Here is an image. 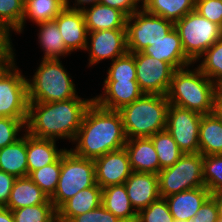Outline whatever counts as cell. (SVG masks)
<instances>
[{"label": "cell", "instance_id": "36", "mask_svg": "<svg viewBox=\"0 0 222 222\" xmlns=\"http://www.w3.org/2000/svg\"><path fill=\"white\" fill-rule=\"evenodd\" d=\"M104 81H136V64L134 53L127 52L125 55L112 61L107 70Z\"/></svg>", "mask_w": 222, "mask_h": 222}, {"label": "cell", "instance_id": "23", "mask_svg": "<svg viewBox=\"0 0 222 222\" xmlns=\"http://www.w3.org/2000/svg\"><path fill=\"white\" fill-rule=\"evenodd\" d=\"M102 188L95 183L93 186L79 191L67 200L58 210L57 218L69 222L73 217L94 210L101 205Z\"/></svg>", "mask_w": 222, "mask_h": 222}, {"label": "cell", "instance_id": "20", "mask_svg": "<svg viewBox=\"0 0 222 222\" xmlns=\"http://www.w3.org/2000/svg\"><path fill=\"white\" fill-rule=\"evenodd\" d=\"M125 149L134 172L158 174L160 163L155 147L149 137L127 139Z\"/></svg>", "mask_w": 222, "mask_h": 222}, {"label": "cell", "instance_id": "49", "mask_svg": "<svg viewBox=\"0 0 222 222\" xmlns=\"http://www.w3.org/2000/svg\"><path fill=\"white\" fill-rule=\"evenodd\" d=\"M214 113L222 122V101L215 102Z\"/></svg>", "mask_w": 222, "mask_h": 222}, {"label": "cell", "instance_id": "41", "mask_svg": "<svg viewBox=\"0 0 222 222\" xmlns=\"http://www.w3.org/2000/svg\"><path fill=\"white\" fill-rule=\"evenodd\" d=\"M69 222H123L106 210L102 204L91 211L73 217Z\"/></svg>", "mask_w": 222, "mask_h": 222}, {"label": "cell", "instance_id": "22", "mask_svg": "<svg viewBox=\"0 0 222 222\" xmlns=\"http://www.w3.org/2000/svg\"><path fill=\"white\" fill-rule=\"evenodd\" d=\"M65 151L66 149L57 148L55 140L33 137L26 132L28 175L54 163Z\"/></svg>", "mask_w": 222, "mask_h": 222}, {"label": "cell", "instance_id": "50", "mask_svg": "<svg viewBox=\"0 0 222 222\" xmlns=\"http://www.w3.org/2000/svg\"><path fill=\"white\" fill-rule=\"evenodd\" d=\"M216 101H222V80L216 84Z\"/></svg>", "mask_w": 222, "mask_h": 222}, {"label": "cell", "instance_id": "16", "mask_svg": "<svg viewBox=\"0 0 222 222\" xmlns=\"http://www.w3.org/2000/svg\"><path fill=\"white\" fill-rule=\"evenodd\" d=\"M60 30L66 48L73 51L84 50L87 46L88 30L82 11L67 6L54 19Z\"/></svg>", "mask_w": 222, "mask_h": 222}, {"label": "cell", "instance_id": "38", "mask_svg": "<svg viewBox=\"0 0 222 222\" xmlns=\"http://www.w3.org/2000/svg\"><path fill=\"white\" fill-rule=\"evenodd\" d=\"M136 222H174L165 198H159L137 214Z\"/></svg>", "mask_w": 222, "mask_h": 222}, {"label": "cell", "instance_id": "19", "mask_svg": "<svg viewBox=\"0 0 222 222\" xmlns=\"http://www.w3.org/2000/svg\"><path fill=\"white\" fill-rule=\"evenodd\" d=\"M211 196L205 187H197L165 197L174 220L193 218L202 204Z\"/></svg>", "mask_w": 222, "mask_h": 222}, {"label": "cell", "instance_id": "46", "mask_svg": "<svg viewBox=\"0 0 222 222\" xmlns=\"http://www.w3.org/2000/svg\"><path fill=\"white\" fill-rule=\"evenodd\" d=\"M98 2H99V0H75V3H74L73 7L70 5V2H68L67 7L70 8V9L82 11L86 8V6H84V5L89 4L90 6H94L95 4H98Z\"/></svg>", "mask_w": 222, "mask_h": 222}, {"label": "cell", "instance_id": "21", "mask_svg": "<svg viewBox=\"0 0 222 222\" xmlns=\"http://www.w3.org/2000/svg\"><path fill=\"white\" fill-rule=\"evenodd\" d=\"M88 32L126 29L127 16L120 10L98 3L82 10Z\"/></svg>", "mask_w": 222, "mask_h": 222}, {"label": "cell", "instance_id": "43", "mask_svg": "<svg viewBox=\"0 0 222 222\" xmlns=\"http://www.w3.org/2000/svg\"><path fill=\"white\" fill-rule=\"evenodd\" d=\"M219 209L215 199L210 196L192 218V222H217Z\"/></svg>", "mask_w": 222, "mask_h": 222}, {"label": "cell", "instance_id": "32", "mask_svg": "<svg viewBox=\"0 0 222 222\" xmlns=\"http://www.w3.org/2000/svg\"><path fill=\"white\" fill-rule=\"evenodd\" d=\"M204 56V58H203ZM203 58V59H202ZM202 62L197 65L199 70L214 84L222 80V37L208 48L198 59Z\"/></svg>", "mask_w": 222, "mask_h": 222}, {"label": "cell", "instance_id": "40", "mask_svg": "<svg viewBox=\"0 0 222 222\" xmlns=\"http://www.w3.org/2000/svg\"><path fill=\"white\" fill-rule=\"evenodd\" d=\"M195 11L202 17L222 26V0H196Z\"/></svg>", "mask_w": 222, "mask_h": 222}, {"label": "cell", "instance_id": "5", "mask_svg": "<svg viewBox=\"0 0 222 222\" xmlns=\"http://www.w3.org/2000/svg\"><path fill=\"white\" fill-rule=\"evenodd\" d=\"M29 102H58L76 97V87L60 59H42L34 76L27 79Z\"/></svg>", "mask_w": 222, "mask_h": 222}, {"label": "cell", "instance_id": "55", "mask_svg": "<svg viewBox=\"0 0 222 222\" xmlns=\"http://www.w3.org/2000/svg\"><path fill=\"white\" fill-rule=\"evenodd\" d=\"M217 222H222V217L221 216L218 217V221Z\"/></svg>", "mask_w": 222, "mask_h": 222}, {"label": "cell", "instance_id": "35", "mask_svg": "<svg viewBox=\"0 0 222 222\" xmlns=\"http://www.w3.org/2000/svg\"><path fill=\"white\" fill-rule=\"evenodd\" d=\"M203 180L211 194L222 191V154L203 156Z\"/></svg>", "mask_w": 222, "mask_h": 222}, {"label": "cell", "instance_id": "3", "mask_svg": "<svg viewBox=\"0 0 222 222\" xmlns=\"http://www.w3.org/2000/svg\"><path fill=\"white\" fill-rule=\"evenodd\" d=\"M186 66L173 72L167 100L170 104L201 115L214 113L217 98L214 84L198 67ZM192 70V71H191Z\"/></svg>", "mask_w": 222, "mask_h": 222}, {"label": "cell", "instance_id": "24", "mask_svg": "<svg viewBox=\"0 0 222 222\" xmlns=\"http://www.w3.org/2000/svg\"><path fill=\"white\" fill-rule=\"evenodd\" d=\"M39 204H53L41 188L29 176L15 179L10 199L5 207L15 210Z\"/></svg>", "mask_w": 222, "mask_h": 222}, {"label": "cell", "instance_id": "7", "mask_svg": "<svg viewBox=\"0 0 222 222\" xmlns=\"http://www.w3.org/2000/svg\"><path fill=\"white\" fill-rule=\"evenodd\" d=\"M185 55L197 63L201 55L222 37L221 27L193 10L174 23Z\"/></svg>", "mask_w": 222, "mask_h": 222}, {"label": "cell", "instance_id": "15", "mask_svg": "<svg viewBox=\"0 0 222 222\" xmlns=\"http://www.w3.org/2000/svg\"><path fill=\"white\" fill-rule=\"evenodd\" d=\"M124 185L137 214L160 198L158 174L133 171Z\"/></svg>", "mask_w": 222, "mask_h": 222}, {"label": "cell", "instance_id": "45", "mask_svg": "<svg viewBox=\"0 0 222 222\" xmlns=\"http://www.w3.org/2000/svg\"><path fill=\"white\" fill-rule=\"evenodd\" d=\"M16 177L0 170V206L5 207L10 199Z\"/></svg>", "mask_w": 222, "mask_h": 222}, {"label": "cell", "instance_id": "42", "mask_svg": "<svg viewBox=\"0 0 222 222\" xmlns=\"http://www.w3.org/2000/svg\"><path fill=\"white\" fill-rule=\"evenodd\" d=\"M10 30L0 23V61L8 66L15 61L14 49L10 36Z\"/></svg>", "mask_w": 222, "mask_h": 222}, {"label": "cell", "instance_id": "48", "mask_svg": "<svg viewBox=\"0 0 222 222\" xmlns=\"http://www.w3.org/2000/svg\"><path fill=\"white\" fill-rule=\"evenodd\" d=\"M211 196L215 199L218 209H219V216L222 217V191L217 193L211 194Z\"/></svg>", "mask_w": 222, "mask_h": 222}, {"label": "cell", "instance_id": "14", "mask_svg": "<svg viewBox=\"0 0 222 222\" xmlns=\"http://www.w3.org/2000/svg\"><path fill=\"white\" fill-rule=\"evenodd\" d=\"M94 164L95 181L102 189L124 184L133 172L125 147L94 159Z\"/></svg>", "mask_w": 222, "mask_h": 222}, {"label": "cell", "instance_id": "47", "mask_svg": "<svg viewBox=\"0 0 222 222\" xmlns=\"http://www.w3.org/2000/svg\"><path fill=\"white\" fill-rule=\"evenodd\" d=\"M0 222H14L13 213L7 207L0 206Z\"/></svg>", "mask_w": 222, "mask_h": 222}, {"label": "cell", "instance_id": "33", "mask_svg": "<svg viewBox=\"0 0 222 222\" xmlns=\"http://www.w3.org/2000/svg\"><path fill=\"white\" fill-rule=\"evenodd\" d=\"M61 173V156L52 164L32 171L28 176L50 198L56 188Z\"/></svg>", "mask_w": 222, "mask_h": 222}, {"label": "cell", "instance_id": "31", "mask_svg": "<svg viewBox=\"0 0 222 222\" xmlns=\"http://www.w3.org/2000/svg\"><path fill=\"white\" fill-rule=\"evenodd\" d=\"M155 147L160 170L172 166L184 154L167 130L149 137Z\"/></svg>", "mask_w": 222, "mask_h": 222}, {"label": "cell", "instance_id": "44", "mask_svg": "<svg viewBox=\"0 0 222 222\" xmlns=\"http://www.w3.org/2000/svg\"><path fill=\"white\" fill-rule=\"evenodd\" d=\"M140 2V0H99L98 3L118 9L122 11L127 17H129L136 11H139V7L142 8Z\"/></svg>", "mask_w": 222, "mask_h": 222}, {"label": "cell", "instance_id": "8", "mask_svg": "<svg viewBox=\"0 0 222 222\" xmlns=\"http://www.w3.org/2000/svg\"><path fill=\"white\" fill-rule=\"evenodd\" d=\"M161 198L205 186L203 180V155L185 153L172 166L158 173Z\"/></svg>", "mask_w": 222, "mask_h": 222}, {"label": "cell", "instance_id": "52", "mask_svg": "<svg viewBox=\"0 0 222 222\" xmlns=\"http://www.w3.org/2000/svg\"><path fill=\"white\" fill-rule=\"evenodd\" d=\"M5 67V65L0 61V71Z\"/></svg>", "mask_w": 222, "mask_h": 222}, {"label": "cell", "instance_id": "12", "mask_svg": "<svg viewBox=\"0 0 222 222\" xmlns=\"http://www.w3.org/2000/svg\"><path fill=\"white\" fill-rule=\"evenodd\" d=\"M136 81L144 94L165 95L175 69L167 62L142 52L134 53Z\"/></svg>", "mask_w": 222, "mask_h": 222}, {"label": "cell", "instance_id": "17", "mask_svg": "<svg viewBox=\"0 0 222 222\" xmlns=\"http://www.w3.org/2000/svg\"><path fill=\"white\" fill-rule=\"evenodd\" d=\"M103 85L104 93L93 101L108 110L118 111L144 94L137 81H104Z\"/></svg>", "mask_w": 222, "mask_h": 222}, {"label": "cell", "instance_id": "18", "mask_svg": "<svg viewBox=\"0 0 222 222\" xmlns=\"http://www.w3.org/2000/svg\"><path fill=\"white\" fill-rule=\"evenodd\" d=\"M142 53L169 63L175 70L194 64L184 53L180 36L173 28L164 38L144 48Z\"/></svg>", "mask_w": 222, "mask_h": 222}, {"label": "cell", "instance_id": "1", "mask_svg": "<svg viewBox=\"0 0 222 222\" xmlns=\"http://www.w3.org/2000/svg\"><path fill=\"white\" fill-rule=\"evenodd\" d=\"M93 102L78 95L58 102H29L25 130L29 135L42 139L74 140L87 108ZM57 138V140H56Z\"/></svg>", "mask_w": 222, "mask_h": 222}, {"label": "cell", "instance_id": "26", "mask_svg": "<svg viewBox=\"0 0 222 222\" xmlns=\"http://www.w3.org/2000/svg\"><path fill=\"white\" fill-rule=\"evenodd\" d=\"M15 143L0 149V170L16 178L28 176L26 132Z\"/></svg>", "mask_w": 222, "mask_h": 222}, {"label": "cell", "instance_id": "54", "mask_svg": "<svg viewBox=\"0 0 222 222\" xmlns=\"http://www.w3.org/2000/svg\"><path fill=\"white\" fill-rule=\"evenodd\" d=\"M66 5L68 4V2H70V0H62Z\"/></svg>", "mask_w": 222, "mask_h": 222}, {"label": "cell", "instance_id": "4", "mask_svg": "<svg viewBox=\"0 0 222 222\" xmlns=\"http://www.w3.org/2000/svg\"><path fill=\"white\" fill-rule=\"evenodd\" d=\"M169 104L165 95L143 94L118 110L127 139L151 137L166 130Z\"/></svg>", "mask_w": 222, "mask_h": 222}, {"label": "cell", "instance_id": "37", "mask_svg": "<svg viewBox=\"0 0 222 222\" xmlns=\"http://www.w3.org/2000/svg\"><path fill=\"white\" fill-rule=\"evenodd\" d=\"M25 0H0V23L16 31L23 19Z\"/></svg>", "mask_w": 222, "mask_h": 222}, {"label": "cell", "instance_id": "13", "mask_svg": "<svg viewBox=\"0 0 222 222\" xmlns=\"http://www.w3.org/2000/svg\"><path fill=\"white\" fill-rule=\"evenodd\" d=\"M88 36L85 50L89 51V67L105 59L114 61L128 52L126 29L88 32Z\"/></svg>", "mask_w": 222, "mask_h": 222}, {"label": "cell", "instance_id": "25", "mask_svg": "<svg viewBox=\"0 0 222 222\" xmlns=\"http://www.w3.org/2000/svg\"><path fill=\"white\" fill-rule=\"evenodd\" d=\"M101 204L123 222L137 221V213L130 203L124 184L103 188Z\"/></svg>", "mask_w": 222, "mask_h": 222}, {"label": "cell", "instance_id": "9", "mask_svg": "<svg viewBox=\"0 0 222 222\" xmlns=\"http://www.w3.org/2000/svg\"><path fill=\"white\" fill-rule=\"evenodd\" d=\"M173 28L174 23L172 21L149 14L140 8L126 20L128 52H141L147 46L164 38Z\"/></svg>", "mask_w": 222, "mask_h": 222}, {"label": "cell", "instance_id": "39", "mask_svg": "<svg viewBox=\"0 0 222 222\" xmlns=\"http://www.w3.org/2000/svg\"><path fill=\"white\" fill-rule=\"evenodd\" d=\"M25 124L26 120L0 117V149L20 139L19 133L22 131V128H26Z\"/></svg>", "mask_w": 222, "mask_h": 222}, {"label": "cell", "instance_id": "30", "mask_svg": "<svg viewBox=\"0 0 222 222\" xmlns=\"http://www.w3.org/2000/svg\"><path fill=\"white\" fill-rule=\"evenodd\" d=\"M37 26L40 28L38 42L44 51L42 59H60L62 56L71 54L63 42L60 30L55 21L42 22L37 24Z\"/></svg>", "mask_w": 222, "mask_h": 222}, {"label": "cell", "instance_id": "53", "mask_svg": "<svg viewBox=\"0 0 222 222\" xmlns=\"http://www.w3.org/2000/svg\"><path fill=\"white\" fill-rule=\"evenodd\" d=\"M53 222H65V221H61L58 218H56Z\"/></svg>", "mask_w": 222, "mask_h": 222}, {"label": "cell", "instance_id": "34", "mask_svg": "<svg viewBox=\"0 0 222 222\" xmlns=\"http://www.w3.org/2000/svg\"><path fill=\"white\" fill-rule=\"evenodd\" d=\"M14 222H53L57 218L54 204H39L12 210Z\"/></svg>", "mask_w": 222, "mask_h": 222}, {"label": "cell", "instance_id": "11", "mask_svg": "<svg viewBox=\"0 0 222 222\" xmlns=\"http://www.w3.org/2000/svg\"><path fill=\"white\" fill-rule=\"evenodd\" d=\"M201 118L202 115L197 112L169 104L166 130L184 154L199 153Z\"/></svg>", "mask_w": 222, "mask_h": 222}, {"label": "cell", "instance_id": "27", "mask_svg": "<svg viewBox=\"0 0 222 222\" xmlns=\"http://www.w3.org/2000/svg\"><path fill=\"white\" fill-rule=\"evenodd\" d=\"M199 153L222 154V122L215 113L202 115L199 127Z\"/></svg>", "mask_w": 222, "mask_h": 222}, {"label": "cell", "instance_id": "51", "mask_svg": "<svg viewBox=\"0 0 222 222\" xmlns=\"http://www.w3.org/2000/svg\"><path fill=\"white\" fill-rule=\"evenodd\" d=\"M192 218L188 219L187 221L184 220H174V222H192Z\"/></svg>", "mask_w": 222, "mask_h": 222}, {"label": "cell", "instance_id": "29", "mask_svg": "<svg viewBox=\"0 0 222 222\" xmlns=\"http://www.w3.org/2000/svg\"><path fill=\"white\" fill-rule=\"evenodd\" d=\"M196 0H143L142 8L149 14L176 21L195 10Z\"/></svg>", "mask_w": 222, "mask_h": 222}, {"label": "cell", "instance_id": "28", "mask_svg": "<svg viewBox=\"0 0 222 222\" xmlns=\"http://www.w3.org/2000/svg\"><path fill=\"white\" fill-rule=\"evenodd\" d=\"M66 6L62 0H25L22 23L15 32H23L27 19L36 24L54 21Z\"/></svg>", "mask_w": 222, "mask_h": 222}, {"label": "cell", "instance_id": "2", "mask_svg": "<svg viewBox=\"0 0 222 222\" xmlns=\"http://www.w3.org/2000/svg\"><path fill=\"white\" fill-rule=\"evenodd\" d=\"M72 142H77L70 149L73 154L92 160L124 148L127 137L120 112L102 108L93 101Z\"/></svg>", "mask_w": 222, "mask_h": 222}, {"label": "cell", "instance_id": "10", "mask_svg": "<svg viewBox=\"0 0 222 222\" xmlns=\"http://www.w3.org/2000/svg\"><path fill=\"white\" fill-rule=\"evenodd\" d=\"M15 62L0 71V117L27 120V78L20 73Z\"/></svg>", "mask_w": 222, "mask_h": 222}, {"label": "cell", "instance_id": "6", "mask_svg": "<svg viewBox=\"0 0 222 222\" xmlns=\"http://www.w3.org/2000/svg\"><path fill=\"white\" fill-rule=\"evenodd\" d=\"M96 183L94 160L81 158L67 150L61 155V173L50 201L58 210L67 200L79 191Z\"/></svg>", "mask_w": 222, "mask_h": 222}]
</instances>
